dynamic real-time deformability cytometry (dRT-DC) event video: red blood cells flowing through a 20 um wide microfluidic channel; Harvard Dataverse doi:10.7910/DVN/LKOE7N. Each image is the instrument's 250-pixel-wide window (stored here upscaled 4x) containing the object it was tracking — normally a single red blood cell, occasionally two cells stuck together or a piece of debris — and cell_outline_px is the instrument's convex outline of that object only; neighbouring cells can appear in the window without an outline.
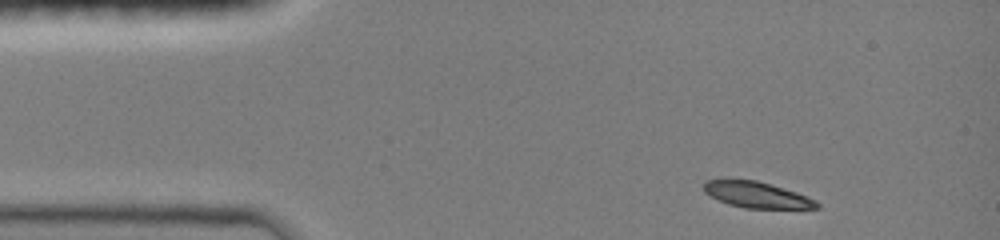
{"species": "common noctule bat (a hibernating species)", "species_latin": "Nyctalus noctula", "temperature_condition": "room temperature", "stored_images_in_passage": 6, "camera_frame_rate_fps": 3000, "um_per_image_px": 0.085, "animal": {"sex": "female", "body_mass_g": 19.0, "forearm_length_mm": 51.5}, "frame": {"image": 1, "passage_image": 1, "time_ms": 0.0, "image_size_px": [1000, 240], "cell_outline_px": [[820, 208], [744, 208], [728, 204], [704, 192], [704, 184], [708, 180], [728, 176], [756, 180], [796, 192], [808, 196], [816, 200], [820, 204]], "centroid_in_image_um": [64.28, 16.52], "position_along_channel_um": 20.7, "area_um2": 17.51}}
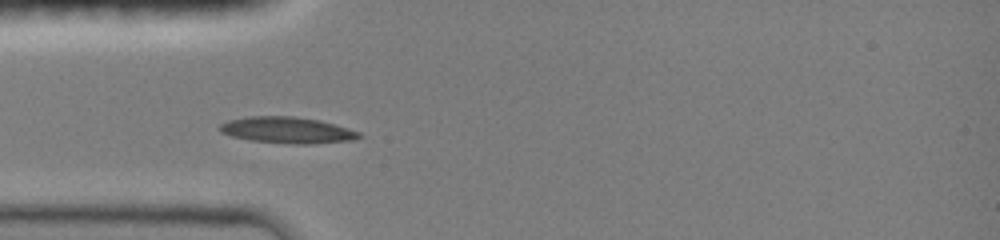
{"frame": {"image": 2, "passage_image": 4, "time_ms": 1.0, "image_size_px": [1000, 240], "cell_outline_px": [[364, 136], [352, 140], [308, 144], [292, 144], [252, 140], [232, 136], [220, 132], [216, 128], [220, 124], [228, 120], [248, 116], [292, 116], [320, 120], [348, 128], [360, 132]], "centroid_in_image_um": [24.4, 11.05], "position_along_channel_um": 60.6, "area_um2": 21.39}}
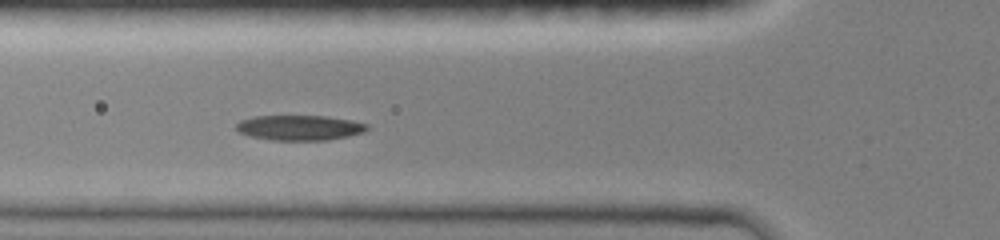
{"frame": {"image": 3, "passage_image": 5, "time_ms": 1.333, "image_size_px": [1000, 240], "cell_outline_px": [[368, 128], [364, 132], [348, 136], [328, 140], [272, 140], [248, 136], [240, 132], [236, 128], [236, 124], [240, 120], [252, 116], [328, 116], [352, 120], [368, 124]], "centroid_in_image_um": [25.46, 10.85], "position_along_channel_um": 100.3, "area_um2": 19.25}}